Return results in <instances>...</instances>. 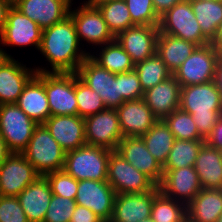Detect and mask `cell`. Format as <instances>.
Instances as JSON below:
<instances>
[{"instance_id":"obj_10","label":"cell","mask_w":222,"mask_h":222,"mask_svg":"<svg viewBox=\"0 0 222 222\" xmlns=\"http://www.w3.org/2000/svg\"><path fill=\"white\" fill-rule=\"evenodd\" d=\"M107 182L116 194L146 193L156 186L148 176L134 168L115 150L109 156Z\"/></svg>"},{"instance_id":"obj_30","label":"cell","mask_w":222,"mask_h":222,"mask_svg":"<svg viewBox=\"0 0 222 222\" xmlns=\"http://www.w3.org/2000/svg\"><path fill=\"white\" fill-rule=\"evenodd\" d=\"M101 12L108 29L116 37L127 28L136 26L124 0H88Z\"/></svg>"},{"instance_id":"obj_29","label":"cell","mask_w":222,"mask_h":222,"mask_svg":"<svg viewBox=\"0 0 222 222\" xmlns=\"http://www.w3.org/2000/svg\"><path fill=\"white\" fill-rule=\"evenodd\" d=\"M197 47L191 42L159 32L156 53L173 74Z\"/></svg>"},{"instance_id":"obj_42","label":"cell","mask_w":222,"mask_h":222,"mask_svg":"<svg viewBox=\"0 0 222 222\" xmlns=\"http://www.w3.org/2000/svg\"><path fill=\"white\" fill-rule=\"evenodd\" d=\"M120 95L125 101L143 98L144 91L135 70L120 73Z\"/></svg>"},{"instance_id":"obj_23","label":"cell","mask_w":222,"mask_h":222,"mask_svg":"<svg viewBox=\"0 0 222 222\" xmlns=\"http://www.w3.org/2000/svg\"><path fill=\"white\" fill-rule=\"evenodd\" d=\"M35 69L13 59H7L0 66V104L17 103L24 87L36 75Z\"/></svg>"},{"instance_id":"obj_46","label":"cell","mask_w":222,"mask_h":222,"mask_svg":"<svg viewBox=\"0 0 222 222\" xmlns=\"http://www.w3.org/2000/svg\"><path fill=\"white\" fill-rule=\"evenodd\" d=\"M181 1L183 0H152L154 9L159 17Z\"/></svg>"},{"instance_id":"obj_28","label":"cell","mask_w":222,"mask_h":222,"mask_svg":"<svg viewBox=\"0 0 222 222\" xmlns=\"http://www.w3.org/2000/svg\"><path fill=\"white\" fill-rule=\"evenodd\" d=\"M194 168L203 189H222V162L219 150L204 142Z\"/></svg>"},{"instance_id":"obj_40","label":"cell","mask_w":222,"mask_h":222,"mask_svg":"<svg viewBox=\"0 0 222 222\" xmlns=\"http://www.w3.org/2000/svg\"><path fill=\"white\" fill-rule=\"evenodd\" d=\"M76 205L73 199L53 194L43 222H70Z\"/></svg>"},{"instance_id":"obj_31","label":"cell","mask_w":222,"mask_h":222,"mask_svg":"<svg viewBox=\"0 0 222 222\" xmlns=\"http://www.w3.org/2000/svg\"><path fill=\"white\" fill-rule=\"evenodd\" d=\"M141 138L147 150L163 166L175 141L169 126L164 120H158Z\"/></svg>"},{"instance_id":"obj_55","label":"cell","mask_w":222,"mask_h":222,"mask_svg":"<svg viewBox=\"0 0 222 222\" xmlns=\"http://www.w3.org/2000/svg\"><path fill=\"white\" fill-rule=\"evenodd\" d=\"M199 1H204V0H199ZM208 1H221V0H208Z\"/></svg>"},{"instance_id":"obj_24","label":"cell","mask_w":222,"mask_h":222,"mask_svg":"<svg viewBox=\"0 0 222 222\" xmlns=\"http://www.w3.org/2000/svg\"><path fill=\"white\" fill-rule=\"evenodd\" d=\"M180 96L181 86L172 75L146 90L143 99L154 116L158 120H164L173 111L180 108Z\"/></svg>"},{"instance_id":"obj_2","label":"cell","mask_w":222,"mask_h":222,"mask_svg":"<svg viewBox=\"0 0 222 222\" xmlns=\"http://www.w3.org/2000/svg\"><path fill=\"white\" fill-rule=\"evenodd\" d=\"M180 109L190 113L205 139L222 113V98L214 81L181 87Z\"/></svg>"},{"instance_id":"obj_6","label":"cell","mask_w":222,"mask_h":222,"mask_svg":"<svg viewBox=\"0 0 222 222\" xmlns=\"http://www.w3.org/2000/svg\"><path fill=\"white\" fill-rule=\"evenodd\" d=\"M35 76L44 84L51 116L78 115L75 73L39 72Z\"/></svg>"},{"instance_id":"obj_51","label":"cell","mask_w":222,"mask_h":222,"mask_svg":"<svg viewBox=\"0 0 222 222\" xmlns=\"http://www.w3.org/2000/svg\"><path fill=\"white\" fill-rule=\"evenodd\" d=\"M9 58H11V55L7 54L4 49L0 48V66Z\"/></svg>"},{"instance_id":"obj_21","label":"cell","mask_w":222,"mask_h":222,"mask_svg":"<svg viewBox=\"0 0 222 222\" xmlns=\"http://www.w3.org/2000/svg\"><path fill=\"white\" fill-rule=\"evenodd\" d=\"M73 0H20L14 7L43 30L69 16Z\"/></svg>"},{"instance_id":"obj_8","label":"cell","mask_w":222,"mask_h":222,"mask_svg":"<svg viewBox=\"0 0 222 222\" xmlns=\"http://www.w3.org/2000/svg\"><path fill=\"white\" fill-rule=\"evenodd\" d=\"M76 73L86 85L100 95L106 108L117 109L125 101L120 95V73L109 72L90 55L81 63Z\"/></svg>"},{"instance_id":"obj_37","label":"cell","mask_w":222,"mask_h":222,"mask_svg":"<svg viewBox=\"0 0 222 222\" xmlns=\"http://www.w3.org/2000/svg\"><path fill=\"white\" fill-rule=\"evenodd\" d=\"M177 140H204L199 134L192 115L180 108L164 119Z\"/></svg>"},{"instance_id":"obj_9","label":"cell","mask_w":222,"mask_h":222,"mask_svg":"<svg viewBox=\"0 0 222 222\" xmlns=\"http://www.w3.org/2000/svg\"><path fill=\"white\" fill-rule=\"evenodd\" d=\"M218 54L210 43L198 46L172 75L181 87L214 81Z\"/></svg>"},{"instance_id":"obj_13","label":"cell","mask_w":222,"mask_h":222,"mask_svg":"<svg viewBox=\"0 0 222 222\" xmlns=\"http://www.w3.org/2000/svg\"><path fill=\"white\" fill-rule=\"evenodd\" d=\"M40 176L21 153H11L0 165V196L17 197Z\"/></svg>"},{"instance_id":"obj_53","label":"cell","mask_w":222,"mask_h":222,"mask_svg":"<svg viewBox=\"0 0 222 222\" xmlns=\"http://www.w3.org/2000/svg\"><path fill=\"white\" fill-rule=\"evenodd\" d=\"M13 6L19 2L20 0H8Z\"/></svg>"},{"instance_id":"obj_54","label":"cell","mask_w":222,"mask_h":222,"mask_svg":"<svg viewBox=\"0 0 222 222\" xmlns=\"http://www.w3.org/2000/svg\"><path fill=\"white\" fill-rule=\"evenodd\" d=\"M217 222H222V213H221V215L219 216Z\"/></svg>"},{"instance_id":"obj_19","label":"cell","mask_w":222,"mask_h":222,"mask_svg":"<svg viewBox=\"0 0 222 222\" xmlns=\"http://www.w3.org/2000/svg\"><path fill=\"white\" fill-rule=\"evenodd\" d=\"M160 192L156 185L146 193L117 194L110 222H139L151 217L154 197Z\"/></svg>"},{"instance_id":"obj_20","label":"cell","mask_w":222,"mask_h":222,"mask_svg":"<svg viewBox=\"0 0 222 222\" xmlns=\"http://www.w3.org/2000/svg\"><path fill=\"white\" fill-rule=\"evenodd\" d=\"M43 124L65 152L86 144L85 121L78 115H52Z\"/></svg>"},{"instance_id":"obj_26","label":"cell","mask_w":222,"mask_h":222,"mask_svg":"<svg viewBox=\"0 0 222 222\" xmlns=\"http://www.w3.org/2000/svg\"><path fill=\"white\" fill-rule=\"evenodd\" d=\"M16 104L37 124H43L51 116L44 84L36 76L24 87Z\"/></svg>"},{"instance_id":"obj_22","label":"cell","mask_w":222,"mask_h":222,"mask_svg":"<svg viewBox=\"0 0 222 222\" xmlns=\"http://www.w3.org/2000/svg\"><path fill=\"white\" fill-rule=\"evenodd\" d=\"M116 111L123 137H141L158 121L143 98L124 101Z\"/></svg>"},{"instance_id":"obj_47","label":"cell","mask_w":222,"mask_h":222,"mask_svg":"<svg viewBox=\"0 0 222 222\" xmlns=\"http://www.w3.org/2000/svg\"><path fill=\"white\" fill-rule=\"evenodd\" d=\"M12 4L8 0H0V37L3 35L7 23V16Z\"/></svg>"},{"instance_id":"obj_12","label":"cell","mask_w":222,"mask_h":222,"mask_svg":"<svg viewBox=\"0 0 222 222\" xmlns=\"http://www.w3.org/2000/svg\"><path fill=\"white\" fill-rule=\"evenodd\" d=\"M77 8L72 10L70 7L69 16L74 22L79 42L86 40L89 44L102 46L115 40L101 12L93 3L84 1Z\"/></svg>"},{"instance_id":"obj_18","label":"cell","mask_w":222,"mask_h":222,"mask_svg":"<svg viewBox=\"0 0 222 222\" xmlns=\"http://www.w3.org/2000/svg\"><path fill=\"white\" fill-rule=\"evenodd\" d=\"M42 31L36 22H33L12 6L8 12L4 33L0 37V44L15 47L31 45L39 49Z\"/></svg>"},{"instance_id":"obj_7","label":"cell","mask_w":222,"mask_h":222,"mask_svg":"<svg viewBox=\"0 0 222 222\" xmlns=\"http://www.w3.org/2000/svg\"><path fill=\"white\" fill-rule=\"evenodd\" d=\"M37 125L16 103L0 106V136L11 153L27 147Z\"/></svg>"},{"instance_id":"obj_27","label":"cell","mask_w":222,"mask_h":222,"mask_svg":"<svg viewBox=\"0 0 222 222\" xmlns=\"http://www.w3.org/2000/svg\"><path fill=\"white\" fill-rule=\"evenodd\" d=\"M187 222H217L222 213V189H203L186 206Z\"/></svg>"},{"instance_id":"obj_33","label":"cell","mask_w":222,"mask_h":222,"mask_svg":"<svg viewBox=\"0 0 222 222\" xmlns=\"http://www.w3.org/2000/svg\"><path fill=\"white\" fill-rule=\"evenodd\" d=\"M190 3L202 34L211 42L222 21V0H190Z\"/></svg>"},{"instance_id":"obj_56","label":"cell","mask_w":222,"mask_h":222,"mask_svg":"<svg viewBox=\"0 0 222 222\" xmlns=\"http://www.w3.org/2000/svg\"><path fill=\"white\" fill-rule=\"evenodd\" d=\"M221 162H222V150H220Z\"/></svg>"},{"instance_id":"obj_43","label":"cell","mask_w":222,"mask_h":222,"mask_svg":"<svg viewBox=\"0 0 222 222\" xmlns=\"http://www.w3.org/2000/svg\"><path fill=\"white\" fill-rule=\"evenodd\" d=\"M0 222H28L17 197L0 196Z\"/></svg>"},{"instance_id":"obj_50","label":"cell","mask_w":222,"mask_h":222,"mask_svg":"<svg viewBox=\"0 0 222 222\" xmlns=\"http://www.w3.org/2000/svg\"><path fill=\"white\" fill-rule=\"evenodd\" d=\"M11 154L7 149L4 140L0 136V165L5 161V159Z\"/></svg>"},{"instance_id":"obj_49","label":"cell","mask_w":222,"mask_h":222,"mask_svg":"<svg viewBox=\"0 0 222 222\" xmlns=\"http://www.w3.org/2000/svg\"><path fill=\"white\" fill-rule=\"evenodd\" d=\"M210 44L216 49L218 53H222V21L220 22L216 35Z\"/></svg>"},{"instance_id":"obj_38","label":"cell","mask_w":222,"mask_h":222,"mask_svg":"<svg viewBox=\"0 0 222 222\" xmlns=\"http://www.w3.org/2000/svg\"><path fill=\"white\" fill-rule=\"evenodd\" d=\"M75 95L78 103V116L85 118L106 109L104 101L86 85L75 73Z\"/></svg>"},{"instance_id":"obj_4","label":"cell","mask_w":222,"mask_h":222,"mask_svg":"<svg viewBox=\"0 0 222 222\" xmlns=\"http://www.w3.org/2000/svg\"><path fill=\"white\" fill-rule=\"evenodd\" d=\"M111 150L85 144L66 152L63 170L78 181H107Z\"/></svg>"},{"instance_id":"obj_1","label":"cell","mask_w":222,"mask_h":222,"mask_svg":"<svg viewBox=\"0 0 222 222\" xmlns=\"http://www.w3.org/2000/svg\"><path fill=\"white\" fill-rule=\"evenodd\" d=\"M80 44L74 22L70 16H67L61 22L42 31L41 44L38 50L51 64V71L43 69V67L34 69L37 73H76L90 53L82 50Z\"/></svg>"},{"instance_id":"obj_45","label":"cell","mask_w":222,"mask_h":222,"mask_svg":"<svg viewBox=\"0 0 222 222\" xmlns=\"http://www.w3.org/2000/svg\"><path fill=\"white\" fill-rule=\"evenodd\" d=\"M204 142L219 151L222 150V116L212 128V131L206 136Z\"/></svg>"},{"instance_id":"obj_17","label":"cell","mask_w":222,"mask_h":222,"mask_svg":"<svg viewBox=\"0 0 222 222\" xmlns=\"http://www.w3.org/2000/svg\"><path fill=\"white\" fill-rule=\"evenodd\" d=\"M134 168L148 176L156 185L163 179V166L147 150L141 137H124L116 150Z\"/></svg>"},{"instance_id":"obj_34","label":"cell","mask_w":222,"mask_h":222,"mask_svg":"<svg viewBox=\"0 0 222 222\" xmlns=\"http://www.w3.org/2000/svg\"><path fill=\"white\" fill-rule=\"evenodd\" d=\"M204 140L175 139L163 169H180L194 166Z\"/></svg>"},{"instance_id":"obj_39","label":"cell","mask_w":222,"mask_h":222,"mask_svg":"<svg viewBox=\"0 0 222 222\" xmlns=\"http://www.w3.org/2000/svg\"><path fill=\"white\" fill-rule=\"evenodd\" d=\"M135 25L159 26L160 17L157 15L152 0H124Z\"/></svg>"},{"instance_id":"obj_44","label":"cell","mask_w":222,"mask_h":222,"mask_svg":"<svg viewBox=\"0 0 222 222\" xmlns=\"http://www.w3.org/2000/svg\"><path fill=\"white\" fill-rule=\"evenodd\" d=\"M70 222H103L92 210L76 205Z\"/></svg>"},{"instance_id":"obj_14","label":"cell","mask_w":222,"mask_h":222,"mask_svg":"<svg viewBox=\"0 0 222 222\" xmlns=\"http://www.w3.org/2000/svg\"><path fill=\"white\" fill-rule=\"evenodd\" d=\"M115 190L107 181H78L76 204L92 210L103 222H110L114 210Z\"/></svg>"},{"instance_id":"obj_48","label":"cell","mask_w":222,"mask_h":222,"mask_svg":"<svg viewBox=\"0 0 222 222\" xmlns=\"http://www.w3.org/2000/svg\"><path fill=\"white\" fill-rule=\"evenodd\" d=\"M214 82L222 98V53L218 54Z\"/></svg>"},{"instance_id":"obj_41","label":"cell","mask_w":222,"mask_h":222,"mask_svg":"<svg viewBox=\"0 0 222 222\" xmlns=\"http://www.w3.org/2000/svg\"><path fill=\"white\" fill-rule=\"evenodd\" d=\"M45 177L49 181L54 195L75 200L78 180L67 174L64 170L50 172Z\"/></svg>"},{"instance_id":"obj_16","label":"cell","mask_w":222,"mask_h":222,"mask_svg":"<svg viewBox=\"0 0 222 222\" xmlns=\"http://www.w3.org/2000/svg\"><path fill=\"white\" fill-rule=\"evenodd\" d=\"M163 171V179L158 186L160 191L169 198L187 206L202 190L194 166L163 169Z\"/></svg>"},{"instance_id":"obj_32","label":"cell","mask_w":222,"mask_h":222,"mask_svg":"<svg viewBox=\"0 0 222 222\" xmlns=\"http://www.w3.org/2000/svg\"><path fill=\"white\" fill-rule=\"evenodd\" d=\"M100 47L102 48L98 55V51L96 56L91 55V53L89 55L101 67L113 74L134 70L135 64L132 62L131 57L116 40Z\"/></svg>"},{"instance_id":"obj_52","label":"cell","mask_w":222,"mask_h":222,"mask_svg":"<svg viewBox=\"0 0 222 222\" xmlns=\"http://www.w3.org/2000/svg\"><path fill=\"white\" fill-rule=\"evenodd\" d=\"M139 222H154L153 219L150 217V218H146V219H143Z\"/></svg>"},{"instance_id":"obj_11","label":"cell","mask_w":222,"mask_h":222,"mask_svg":"<svg viewBox=\"0 0 222 222\" xmlns=\"http://www.w3.org/2000/svg\"><path fill=\"white\" fill-rule=\"evenodd\" d=\"M86 144L116 150L124 138L116 109L106 108L84 118Z\"/></svg>"},{"instance_id":"obj_5","label":"cell","mask_w":222,"mask_h":222,"mask_svg":"<svg viewBox=\"0 0 222 222\" xmlns=\"http://www.w3.org/2000/svg\"><path fill=\"white\" fill-rule=\"evenodd\" d=\"M158 27L161 33L183 39L198 46H204L210 43L202 34L190 0L178 2L161 15Z\"/></svg>"},{"instance_id":"obj_35","label":"cell","mask_w":222,"mask_h":222,"mask_svg":"<svg viewBox=\"0 0 222 222\" xmlns=\"http://www.w3.org/2000/svg\"><path fill=\"white\" fill-rule=\"evenodd\" d=\"M151 218L154 222H187L186 205L160 191L154 197Z\"/></svg>"},{"instance_id":"obj_15","label":"cell","mask_w":222,"mask_h":222,"mask_svg":"<svg viewBox=\"0 0 222 222\" xmlns=\"http://www.w3.org/2000/svg\"><path fill=\"white\" fill-rule=\"evenodd\" d=\"M158 36V26L136 25L119 33L115 40L136 65L156 54Z\"/></svg>"},{"instance_id":"obj_3","label":"cell","mask_w":222,"mask_h":222,"mask_svg":"<svg viewBox=\"0 0 222 222\" xmlns=\"http://www.w3.org/2000/svg\"><path fill=\"white\" fill-rule=\"evenodd\" d=\"M21 154L41 176L61 171L64 168L66 152L52 137L44 124L36 126L27 147Z\"/></svg>"},{"instance_id":"obj_25","label":"cell","mask_w":222,"mask_h":222,"mask_svg":"<svg viewBox=\"0 0 222 222\" xmlns=\"http://www.w3.org/2000/svg\"><path fill=\"white\" fill-rule=\"evenodd\" d=\"M52 195L49 181L40 176L17 196L28 222L44 221Z\"/></svg>"},{"instance_id":"obj_36","label":"cell","mask_w":222,"mask_h":222,"mask_svg":"<svg viewBox=\"0 0 222 222\" xmlns=\"http://www.w3.org/2000/svg\"><path fill=\"white\" fill-rule=\"evenodd\" d=\"M134 70L138 74L144 92L172 76V72L157 53L137 63Z\"/></svg>"}]
</instances>
